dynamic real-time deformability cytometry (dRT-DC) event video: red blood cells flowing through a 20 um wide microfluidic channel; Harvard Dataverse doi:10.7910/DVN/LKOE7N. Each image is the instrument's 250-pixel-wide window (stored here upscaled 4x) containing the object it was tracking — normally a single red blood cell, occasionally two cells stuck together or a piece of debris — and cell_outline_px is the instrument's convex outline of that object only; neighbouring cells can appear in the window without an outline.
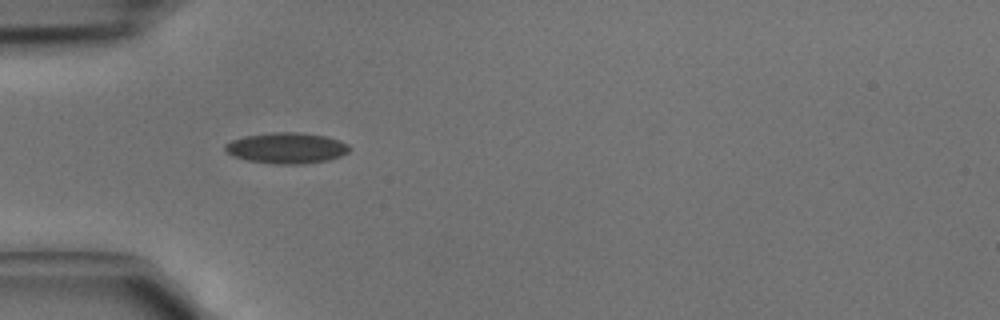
{"species": "common noctule bat (a hibernating species)", "species_latin": "Nyctalus noctula", "temperature_condition": "cold", "stored_images_in_passage": 5, "camera_frame_rate_fps": 3000, "um_per_image_px": 0.085, "animal": {"sex": "male", "body_mass_g": 15.6}, "frame": {"image": 1, "passage_image": 4, "time_ms": 1.0, "image_size_px": [1000, 320], "cell_outline_px": [[352, 148], [348, 152], [340, 156], [328, 160], [304, 164], [276, 164], [248, 160], [232, 156], [224, 152], [224, 144], [232, 140], [244, 136], [272, 132], [296, 132], [324, 136], [340, 140], [348, 144]], "centroid_in_image_um": [24.34, 12.58], "position_along_channel_um": 60.7, "area_um2": 22.48}}